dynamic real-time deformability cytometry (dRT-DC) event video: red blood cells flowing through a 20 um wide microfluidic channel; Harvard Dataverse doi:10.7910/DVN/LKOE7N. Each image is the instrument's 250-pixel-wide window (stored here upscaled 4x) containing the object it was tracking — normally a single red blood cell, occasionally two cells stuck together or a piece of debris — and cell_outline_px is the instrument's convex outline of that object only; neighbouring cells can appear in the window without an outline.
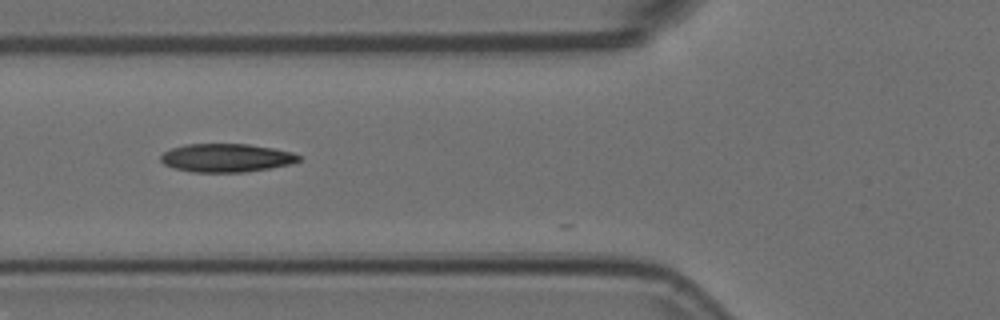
{"species": "Egyptian fruit bat (a non-hibernating species)", "species_latin": "Rousettus aegyptiacus", "temperature_condition": "room temperature", "stored_images_in_passage": 8, "camera_frame_rate_fps": 3000, "um_per_image_px": 0.085, "animal": {"sex": "female"}, "frame": {"image": 1, "passage_image": 3, "time_ms": 0.667, "image_size_px": [1000, 320], "cell_outline_px": [[300, 160], [288, 164], [268, 168], [244, 172], [192, 172], [176, 168], [164, 164], [160, 160], [160, 156], [164, 152], [172, 148], [184, 144], [248, 144], [272, 148], [292, 152], [300, 156]], "centroid_in_image_um": [19.2, 13.41], "position_along_channel_um": 106.6, "area_um2": 22.6}}
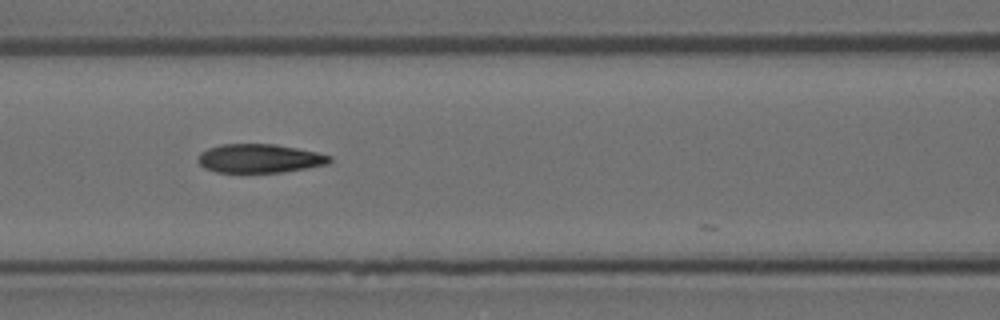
{"frame": {"image": 2, "passage_image": 6, "time_ms": 1.667, "image_size_px": [1000, 320], "cell_outline_px": [[332, 160], [328, 164], [308, 168], [284, 172], [216, 172], [204, 168], [196, 160], [200, 152], [208, 148], [220, 144], [276, 144], [316, 152], [332, 156]], "centroid_in_image_um": [22.05, 13.46], "position_along_channel_um": 144.5, "area_um2": 22.2}}